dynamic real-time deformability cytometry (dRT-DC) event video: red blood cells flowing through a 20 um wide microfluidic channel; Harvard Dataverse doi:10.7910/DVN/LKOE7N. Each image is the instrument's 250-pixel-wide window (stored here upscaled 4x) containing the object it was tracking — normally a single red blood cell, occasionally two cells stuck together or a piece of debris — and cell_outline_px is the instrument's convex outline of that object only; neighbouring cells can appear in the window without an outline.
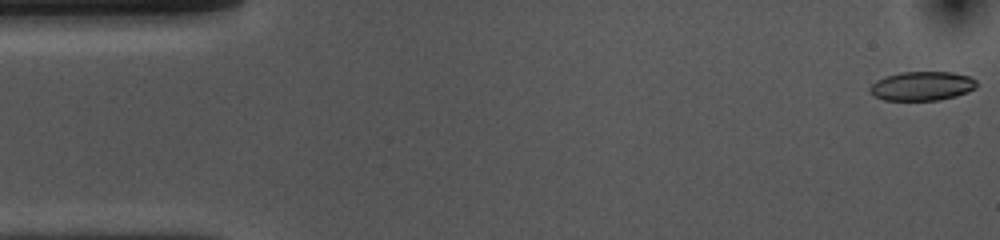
{"species": "common noctule bat (a hibernating species)", "species_latin": "Nyctalus noctula", "temperature_condition": "cold", "stored_images_in_passage": 53, "camera_frame_rate_fps": 3000, "um_per_image_px": 0.085, "animal": {"sex": "female", "body_mass_g": 10.0, "forearm_length_mm": 53.1}, "frame": {"image": 1, "passage_image": 1, "time_ms": 0.0, "image_size_px": [1000, 240], "cell_outline_px": [[976, 88], [956, 96], [936, 100], [884, 100], [876, 96], [868, 88], [876, 80], [884, 76], [900, 72], [952, 72], [972, 76], [976, 80]], "centroid_in_image_um": [78.39, 7.3], "position_along_channel_um": 6.6, "area_um2": 18.09}}
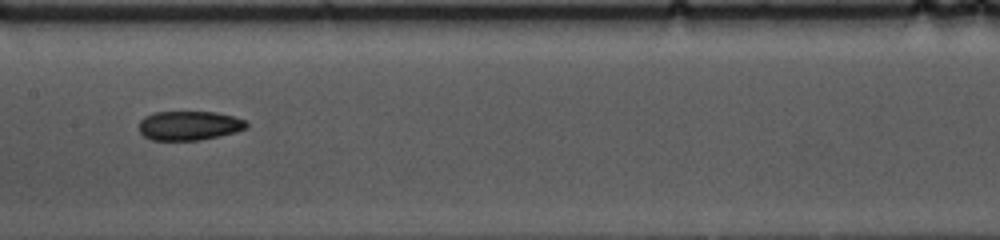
{"frame": {"image": 2, "passage_image": 25, "time_ms": 8.0, "image_size_px": [1000, 240], "cell_outline_px": [[248, 128], [236, 132], [220, 136], [200, 140], [152, 140], [144, 136], [140, 132], [140, 120], [144, 116], [152, 112], [216, 112], [236, 116], [244, 120], [248, 124]], "centroid_in_image_um": [16.1, 10.67], "position_along_channel_um": 191.3, "area_um2": 18.5}}
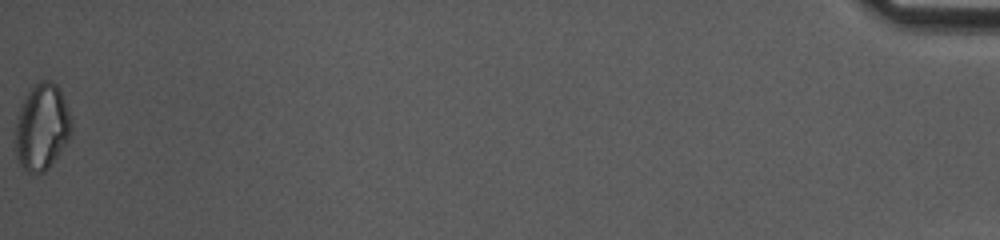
{"frame": {"image": 3, "passage_image": 53, "time_ms": 17.333, "image_size_px": [1000, 240], "cell_outline_px": [[72, 128], [68, 140], [48, 168], [44, 172], [36, 176], [28, 172], [20, 164], [16, 156], [12, 140], [20, 104], [24, 96], [40, 80], [48, 80], [56, 84], [60, 88], [68, 108], [72, 120]], "centroid_in_image_um": [3.52, 10.81], "position_along_channel_um": 431.7, "area_um2": 28.84}, "authors_computed_cell_mechanics": {"area_um2": 19.1318, "velocity_mm_per_s": 3.7244, "shape_relaxation_time_tau1_ms": 6.4627, "shape_relaxation_time_tau2_ms": 4.989, "deformation_change_tau1": 0.1216, "deformation_change_tau2": 0.0981}}